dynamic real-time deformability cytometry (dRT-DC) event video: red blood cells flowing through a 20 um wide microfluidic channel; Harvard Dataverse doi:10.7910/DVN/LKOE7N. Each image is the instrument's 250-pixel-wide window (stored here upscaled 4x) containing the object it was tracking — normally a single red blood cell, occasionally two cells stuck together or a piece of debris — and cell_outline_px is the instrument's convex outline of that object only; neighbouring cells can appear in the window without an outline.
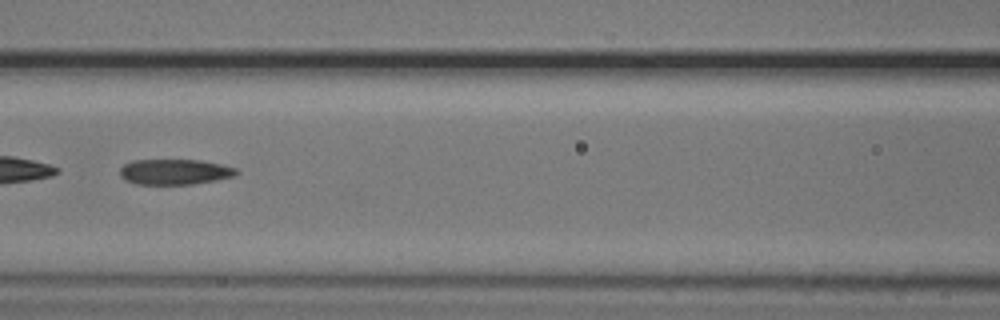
{"species": "common noctule bat (a hibernating species)", "species_latin": "Nyctalus noctula", "temperature_condition": "cold", "stored_images_in_passage": 7, "camera_frame_rate_fps": 3000, "um_per_image_px": 0.085, "animal": {"sex": "male", "body_mass_g": 20.5, "forearm_length_mm": 52.5}, "frame": {"image": 1, "passage_image": 5, "time_ms": 1.333, "image_size_px": [1000, 320], "cell_outline_px": [[240, 172], [236, 176], [216, 180], [192, 184], [136, 184], [124, 180], [120, 176], [120, 168], [124, 164], [132, 160], [200, 160], [220, 164], [236, 168]], "centroid_in_image_um": [14.85, 14.61], "position_along_channel_um": 151.8, "area_um2": 17.4}}
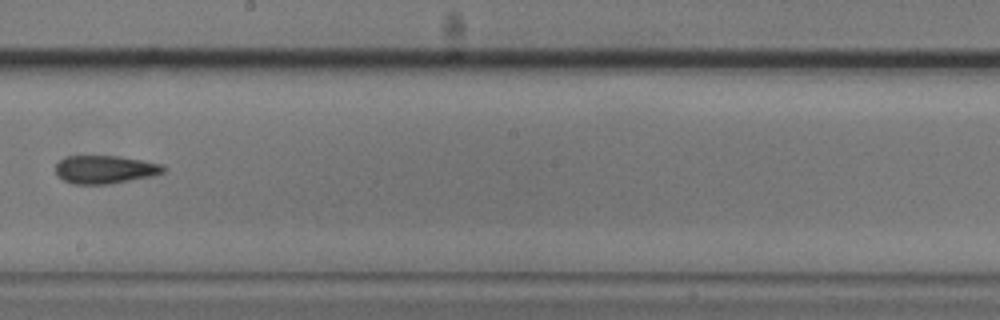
{"frame": {"image": 2, "passage_image": 7, "time_ms": 2.0, "image_size_px": [1000, 320], "cell_outline_px": [[168, 168], [164, 172], [152, 176], [112, 184], [72, 184], [56, 176], [56, 164], [64, 156], [120, 156], [160, 164]], "centroid_in_image_um": [8.91, 14.41], "position_along_channel_um": 239.3, "area_um2": 17.8}}